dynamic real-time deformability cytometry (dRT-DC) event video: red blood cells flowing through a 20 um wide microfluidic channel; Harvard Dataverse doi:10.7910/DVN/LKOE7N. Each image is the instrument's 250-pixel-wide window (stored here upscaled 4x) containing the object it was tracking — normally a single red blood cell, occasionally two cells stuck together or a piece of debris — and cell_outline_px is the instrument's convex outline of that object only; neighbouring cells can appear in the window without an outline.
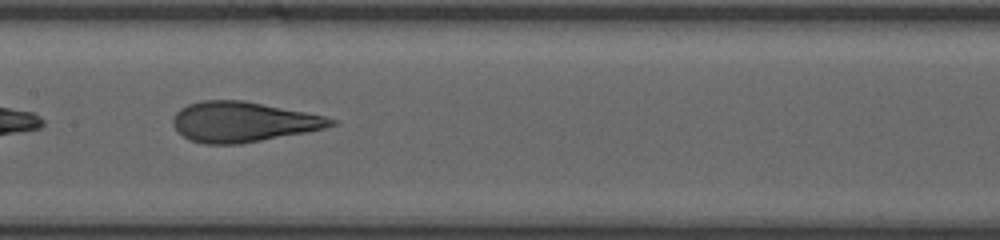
{"species": "human", "species_latin": "Homo sapiens", "temperature_condition": "room temperature", "stored_images_in_passage": 48, "camera_frame_rate_fps": 3000, "um_per_image_px": 0.085, "donor": {"sex": "female"}, "frame": {"image": 1, "passage_image": 26, "time_ms": 8.333, "image_size_px": [1000, 240], "cell_outline_px": [[340, 124], [308, 132], [240, 144], [204, 144], [188, 140], [172, 124], [172, 120], [176, 112], [180, 108], [188, 104], [200, 100], [244, 100], [324, 116], [340, 120]], "centroid_in_image_um": [20.68, 10.36], "position_along_channel_um": 186.7, "area_um2": 37.17}}
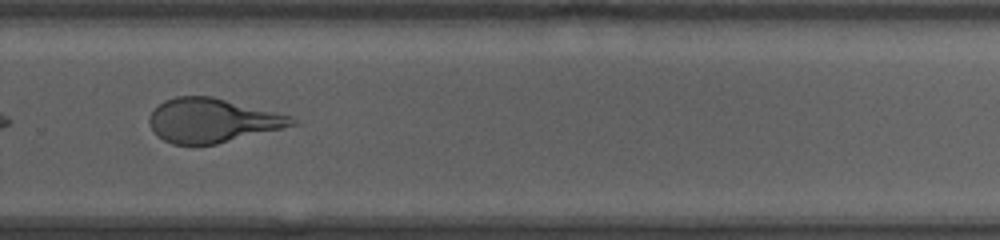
{"frame": {"image": 2, "passage_image": 35, "time_ms": 11.333, "image_size_px": [1000, 240], "cell_outline_px": [[296, 124], [216, 144], [172, 144], [164, 140], [152, 128], [148, 120], [152, 112], [164, 100], [176, 96], [212, 96], [292, 116], [296, 120]], "centroid_in_image_um": [18.02, 10.22], "position_along_channel_um": 311.8, "area_um2": 35.95}, "authors_computed_cell_mechanics": {"area_um2": 43.0032, "velocity_mm_per_s": 4.1917, "shape_relaxation_time_tau1_ms": 5.297, "shape_relaxation_time_tau2_ms": 0.9078, "deformation_change_tau1": 0.2128, "deformation_change_tau2": 0.1011}}